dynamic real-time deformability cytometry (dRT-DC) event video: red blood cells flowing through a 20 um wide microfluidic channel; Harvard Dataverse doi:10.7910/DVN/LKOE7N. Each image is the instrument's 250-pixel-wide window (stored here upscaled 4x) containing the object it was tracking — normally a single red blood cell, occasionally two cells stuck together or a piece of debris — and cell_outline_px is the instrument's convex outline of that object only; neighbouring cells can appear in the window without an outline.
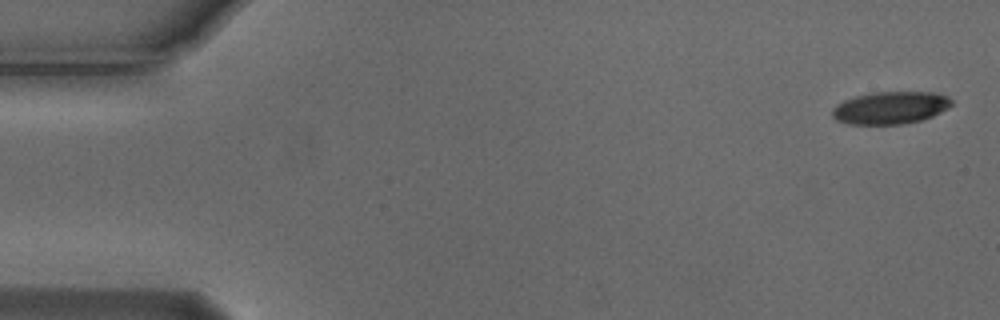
{"species": "Egyptian fruit bat (a non-hibernating species)", "species_latin": "Rousettus aegyptiacus", "temperature_condition": "cold", "stored_images_in_passage": 5, "camera_frame_rate_fps": 3000, "um_per_image_px": 0.085, "animal": {"sex": "male"}, "frame": {"image": 1, "passage_image": 1, "time_ms": 0.0, "image_size_px": [1000, 320], "cell_outline_px": [[952, 104], [948, 108], [932, 116], [920, 120], [904, 124], [848, 124], [836, 120], [832, 116], [832, 108], [836, 104], [844, 100], [856, 96], [872, 92], [936, 92], [948, 96], [952, 100]], "centroid_in_image_um": [75.68, 9.15], "position_along_channel_um": 9.3, "area_um2": 22.66}}
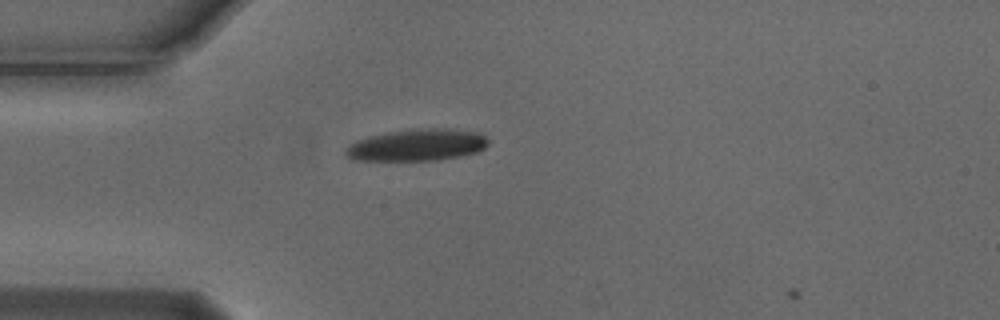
{"frame": {"image": 2, "passage_image": 4, "time_ms": 1.0, "image_size_px": [1000, 320], "cell_outline_px": [[488, 144], [484, 148], [476, 152], [460, 156], [436, 160], [352, 160], [344, 152], [356, 140], [368, 136], [388, 132], [412, 128], [448, 128], [476, 132], [484, 136], [488, 140]], "centroid_in_image_um": [35.46, 12.31], "position_along_channel_um": 49.5, "area_um2": 26.36}}